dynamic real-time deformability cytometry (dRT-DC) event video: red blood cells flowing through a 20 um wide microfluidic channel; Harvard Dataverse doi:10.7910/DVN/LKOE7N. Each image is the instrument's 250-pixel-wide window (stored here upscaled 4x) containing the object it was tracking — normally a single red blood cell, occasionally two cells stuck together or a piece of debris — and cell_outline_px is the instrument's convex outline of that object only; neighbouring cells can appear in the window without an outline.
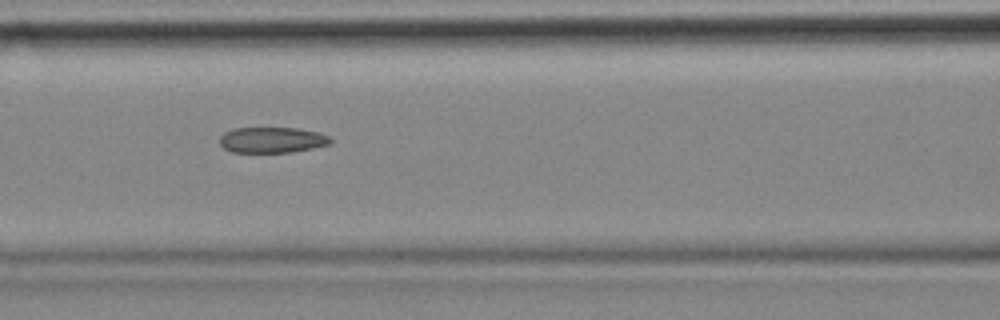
{"species": "common noctule bat (a hibernating species)", "species_latin": "Nyctalus noctula", "temperature_condition": "cold", "stored_images_in_passage": 9, "camera_frame_rate_fps": 3000, "um_per_image_px": 0.085, "animal": {"sex": "female", "body_mass_g": 18.4}, "frame": {"image": 1, "passage_image": 6, "time_ms": 1.667, "image_size_px": [1000, 320], "cell_outline_px": [[332, 140], [328, 144], [312, 148], [288, 152], [232, 152], [224, 148], [220, 144], [220, 136], [224, 132], [232, 128], [296, 128], [316, 132], [328, 136]], "centroid_in_image_um": [23.07, 11.89], "position_along_channel_um": 143.5, "area_um2": 16.42}}
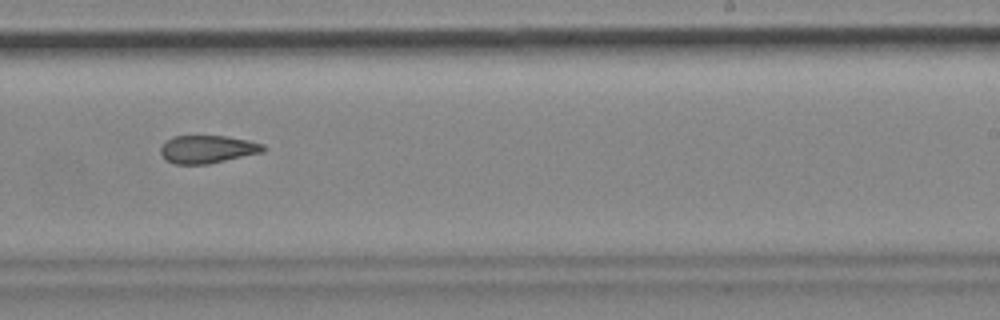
{"frame": {"image": 2, "passage_image": 9, "time_ms": 2.667, "image_size_px": [1000, 320], "cell_outline_px": [[264, 152], [208, 164], [176, 164], [164, 160], [160, 152], [160, 148], [172, 136], [228, 136], [248, 140], [264, 144]], "centroid_in_image_um": [17.63, 12.69], "position_along_channel_um": 271.4, "area_um2": 16.7}}